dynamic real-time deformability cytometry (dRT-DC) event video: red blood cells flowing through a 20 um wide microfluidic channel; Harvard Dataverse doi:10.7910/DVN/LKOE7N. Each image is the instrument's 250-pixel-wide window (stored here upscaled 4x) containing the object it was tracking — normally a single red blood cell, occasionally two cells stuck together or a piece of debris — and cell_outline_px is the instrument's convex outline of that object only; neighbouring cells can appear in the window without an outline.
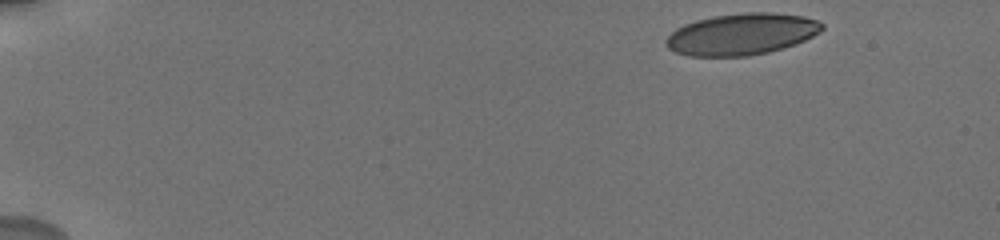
{"species": "human", "species_latin": "Homo sapiens", "temperature_condition": "cold", "stored_images_in_passage": 19, "camera_frame_rate_fps": 3000, "um_per_image_px": 0.085, "donor": {"sex": "male"}, "frame": {"image": 1, "passage_image": 1, "time_ms": 0.0, "image_size_px": [1000, 240], "cell_outline_px": [[824, 28], [820, 32], [804, 40], [768, 52], [748, 56], [688, 56], [676, 52], [668, 48], [664, 40], [676, 28], [684, 24], [696, 20], [712, 16], [744, 12], [772, 12], [804, 16], [816, 20], [824, 24]], "centroid_in_image_um": [63.02, 2.89], "position_along_channel_um": 22.0, "area_um2": 37.74}}
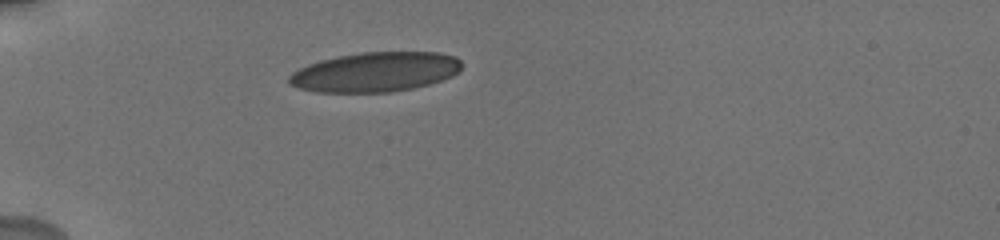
{"frame": {"image": 2, "passage_image": 16, "time_ms": 3.667, "image_size_px": [1000, 240], "cell_outline_px": [[460, 68], [452, 76], [428, 84], [412, 88], [392, 92], [316, 92], [296, 88], [288, 84], [288, 76], [292, 72], [308, 64], [320, 60], [360, 52], [440, 52], [456, 56], [460, 60]], "centroid_in_image_um": [31.86, 6.12], "position_along_channel_um": 53.1, "area_um2": 39.94}}